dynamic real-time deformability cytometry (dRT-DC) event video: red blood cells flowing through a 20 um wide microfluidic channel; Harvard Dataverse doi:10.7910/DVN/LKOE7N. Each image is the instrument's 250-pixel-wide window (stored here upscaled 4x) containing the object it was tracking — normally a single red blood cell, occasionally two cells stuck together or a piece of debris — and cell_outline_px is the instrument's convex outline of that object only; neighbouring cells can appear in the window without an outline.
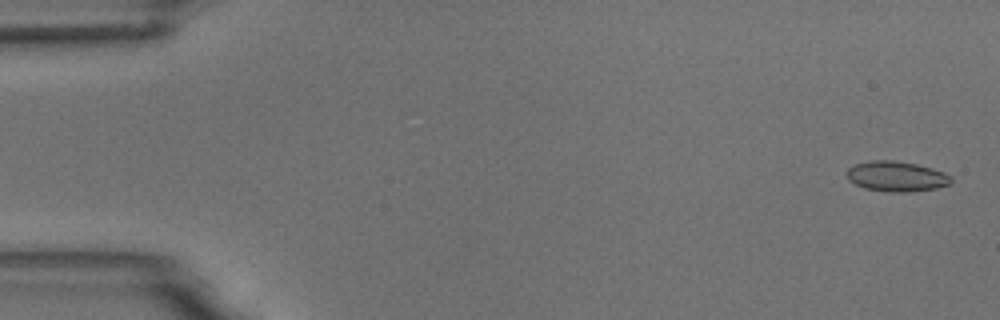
{"species": "common noctule bat (a hibernating species)", "species_latin": "Nyctalus noctula", "temperature_condition": "room temperature", "stored_images_in_passage": 54, "camera_frame_rate_fps": 3000, "um_per_image_px": 0.085, "animal": {"sex": "male", "body_mass_g": 18.8}, "frame": {"image": 1, "passage_image": 2, "time_ms": 0.333, "image_size_px": [1000, 320], "cell_outline_px": [[952, 180], [948, 184], [936, 188], [908, 192], [892, 192], [864, 188], [848, 180], [848, 168], [856, 164], [872, 160], [892, 160], [916, 164], [932, 168], [944, 172], [952, 176]], "centroid_in_image_um": [76.21, 14.99], "position_along_channel_um": 8.8, "area_um2": 18.21}}
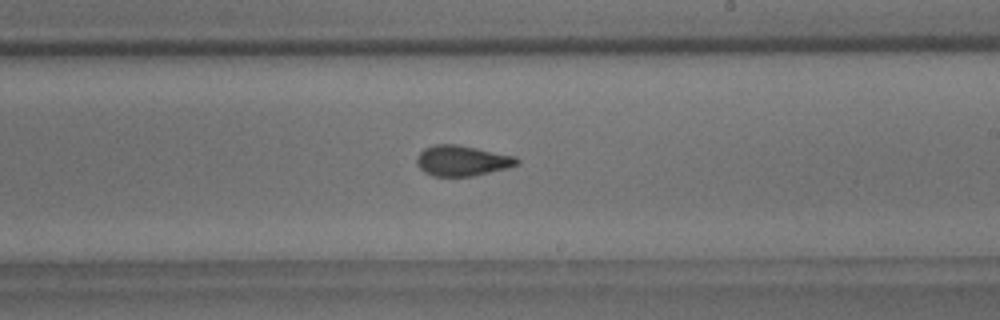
{"frame": {"image": 2, "passage_image": 32, "time_ms": 10.333, "image_size_px": [1000, 320], "cell_outline_px": [[520, 164], [508, 168], [472, 176], [432, 176], [424, 172], [416, 164], [416, 160], [420, 152], [424, 148], [436, 144], [456, 144], [516, 156], [520, 160]], "centroid_in_image_um": [39.29, 13.66], "position_along_channel_um": 249.7, "area_um2": 17.86}}
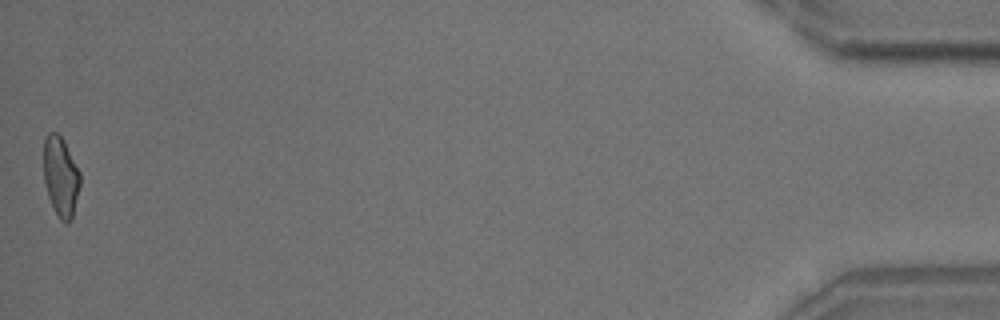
{"frame": {"image": 3, "passage_image": 54, "time_ms": 17.667, "image_size_px": [1000, 320], "cell_outline_px": [[80, 184], [72, 220], [68, 224], [64, 224], [60, 220], [48, 196], [44, 180], [44, 136], [48, 132], [56, 132], [64, 140], [80, 172]], "centroid_in_image_um": [5.16, 15.01], "position_along_channel_um": 430.0, "area_um2": 17.05}, "authors_computed_cell_mechanics": {"area_um2": 17.7157, "velocity_mm_per_s": 3.7693, "shape_relaxation_time_tau1_ms": null, "shape_relaxation_time_tau2_ms": 1.5388, "deformation_change_tau1": null, "deformation_change_tau2": 0.0711}}